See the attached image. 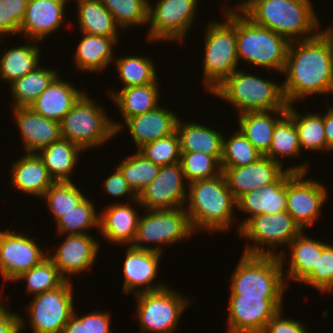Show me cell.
Instances as JSON below:
<instances>
[{
    "instance_id": "11",
    "label": "cell",
    "mask_w": 333,
    "mask_h": 333,
    "mask_svg": "<svg viewBox=\"0 0 333 333\" xmlns=\"http://www.w3.org/2000/svg\"><path fill=\"white\" fill-rule=\"evenodd\" d=\"M301 231V227L287 211L255 216L239 229L241 237L254 242L246 246L243 254L279 256L276 246L289 245ZM260 245H268V250ZM272 246L274 250H271Z\"/></svg>"
},
{
    "instance_id": "33",
    "label": "cell",
    "mask_w": 333,
    "mask_h": 333,
    "mask_svg": "<svg viewBox=\"0 0 333 333\" xmlns=\"http://www.w3.org/2000/svg\"><path fill=\"white\" fill-rule=\"evenodd\" d=\"M302 230L289 244L291 251L287 279L302 281L313 271L317 265L318 257L327 244L318 239L313 240L303 234Z\"/></svg>"
},
{
    "instance_id": "28",
    "label": "cell",
    "mask_w": 333,
    "mask_h": 333,
    "mask_svg": "<svg viewBox=\"0 0 333 333\" xmlns=\"http://www.w3.org/2000/svg\"><path fill=\"white\" fill-rule=\"evenodd\" d=\"M176 132L181 152H202L212 155L219 163L223 155V134L195 122L183 123L178 118Z\"/></svg>"
},
{
    "instance_id": "31",
    "label": "cell",
    "mask_w": 333,
    "mask_h": 333,
    "mask_svg": "<svg viewBox=\"0 0 333 333\" xmlns=\"http://www.w3.org/2000/svg\"><path fill=\"white\" fill-rule=\"evenodd\" d=\"M110 90V91H109ZM108 94L114 100L122 114L124 122L136 115L149 112L158 105V84H146L136 87L121 88L118 92L108 89Z\"/></svg>"
},
{
    "instance_id": "57",
    "label": "cell",
    "mask_w": 333,
    "mask_h": 333,
    "mask_svg": "<svg viewBox=\"0 0 333 333\" xmlns=\"http://www.w3.org/2000/svg\"><path fill=\"white\" fill-rule=\"evenodd\" d=\"M325 31L328 33V35L332 38L333 40V25L329 26L328 28L325 29Z\"/></svg>"
},
{
    "instance_id": "7",
    "label": "cell",
    "mask_w": 333,
    "mask_h": 333,
    "mask_svg": "<svg viewBox=\"0 0 333 333\" xmlns=\"http://www.w3.org/2000/svg\"><path fill=\"white\" fill-rule=\"evenodd\" d=\"M88 96L84 92L60 122L61 137L83 150L103 145L123 128Z\"/></svg>"
},
{
    "instance_id": "38",
    "label": "cell",
    "mask_w": 333,
    "mask_h": 333,
    "mask_svg": "<svg viewBox=\"0 0 333 333\" xmlns=\"http://www.w3.org/2000/svg\"><path fill=\"white\" fill-rule=\"evenodd\" d=\"M300 153L301 146L296 125L293 118L286 113L276 123L271 145L268 152L264 156L283 166V163L281 162L282 160H280L282 157H297Z\"/></svg>"
},
{
    "instance_id": "50",
    "label": "cell",
    "mask_w": 333,
    "mask_h": 333,
    "mask_svg": "<svg viewBox=\"0 0 333 333\" xmlns=\"http://www.w3.org/2000/svg\"><path fill=\"white\" fill-rule=\"evenodd\" d=\"M280 310L266 325L262 333H308L306 326L292 318L283 317Z\"/></svg>"
},
{
    "instance_id": "21",
    "label": "cell",
    "mask_w": 333,
    "mask_h": 333,
    "mask_svg": "<svg viewBox=\"0 0 333 333\" xmlns=\"http://www.w3.org/2000/svg\"><path fill=\"white\" fill-rule=\"evenodd\" d=\"M69 0H28L19 34L26 40L41 41L62 27Z\"/></svg>"
},
{
    "instance_id": "5",
    "label": "cell",
    "mask_w": 333,
    "mask_h": 333,
    "mask_svg": "<svg viewBox=\"0 0 333 333\" xmlns=\"http://www.w3.org/2000/svg\"><path fill=\"white\" fill-rule=\"evenodd\" d=\"M284 250L279 256L243 254L232 273L230 295L283 297L286 289Z\"/></svg>"
},
{
    "instance_id": "9",
    "label": "cell",
    "mask_w": 333,
    "mask_h": 333,
    "mask_svg": "<svg viewBox=\"0 0 333 333\" xmlns=\"http://www.w3.org/2000/svg\"><path fill=\"white\" fill-rule=\"evenodd\" d=\"M145 211L147 214L139 218L136 236L131 245L135 248L162 254L163 244L181 241L194 233L184 207ZM143 243H156L157 246L149 247Z\"/></svg>"
},
{
    "instance_id": "14",
    "label": "cell",
    "mask_w": 333,
    "mask_h": 333,
    "mask_svg": "<svg viewBox=\"0 0 333 333\" xmlns=\"http://www.w3.org/2000/svg\"><path fill=\"white\" fill-rule=\"evenodd\" d=\"M227 333H262L283 307L282 297L230 295Z\"/></svg>"
},
{
    "instance_id": "26",
    "label": "cell",
    "mask_w": 333,
    "mask_h": 333,
    "mask_svg": "<svg viewBox=\"0 0 333 333\" xmlns=\"http://www.w3.org/2000/svg\"><path fill=\"white\" fill-rule=\"evenodd\" d=\"M10 180L15 189L40 198L55 182L37 153H26L14 162Z\"/></svg>"
},
{
    "instance_id": "47",
    "label": "cell",
    "mask_w": 333,
    "mask_h": 333,
    "mask_svg": "<svg viewBox=\"0 0 333 333\" xmlns=\"http://www.w3.org/2000/svg\"><path fill=\"white\" fill-rule=\"evenodd\" d=\"M138 151L159 166L175 164L180 162L181 158L179 136L175 131L169 136L144 145Z\"/></svg>"
},
{
    "instance_id": "42",
    "label": "cell",
    "mask_w": 333,
    "mask_h": 333,
    "mask_svg": "<svg viewBox=\"0 0 333 333\" xmlns=\"http://www.w3.org/2000/svg\"><path fill=\"white\" fill-rule=\"evenodd\" d=\"M22 279L27 282L26 293L34 295L55 289L66 280L48 256L30 270L20 274L14 281L19 282Z\"/></svg>"
},
{
    "instance_id": "12",
    "label": "cell",
    "mask_w": 333,
    "mask_h": 333,
    "mask_svg": "<svg viewBox=\"0 0 333 333\" xmlns=\"http://www.w3.org/2000/svg\"><path fill=\"white\" fill-rule=\"evenodd\" d=\"M72 282L65 280L59 287L34 295L29 304L33 333H61L74 314Z\"/></svg>"
},
{
    "instance_id": "15",
    "label": "cell",
    "mask_w": 333,
    "mask_h": 333,
    "mask_svg": "<svg viewBox=\"0 0 333 333\" xmlns=\"http://www.w3.org/2000/svg\"><path fill=\"white\" fill-rule=\"evenodd\" d=\"M186 178L180 162L161 166L156 178L137 196L135 203L146 210L185 207ZM186 184V185H185Z\"/></svg>"
},
{
    "instance_id": "37",
    "label": "cell",
    "mask_w": 333,
    "mask_h": 333,
    "mask_svg": "<svg viewBox=\"0 0 333 333\" xmlns=\"http://www.w3.org/2000/svg\"><path fill=\"white\" fill-rule=\"evenodd\" d=\"M287 113L293 118L302 148L311 151L326 150L327 139L324 132V114L306 112L300 115L292 104L288 105Z\"/></svg>"
},
{
    "instance_id": "54",
    "label": "cell",
    "mask_w": 333,
    "mask_h": 333,
    "mask_svg": "<svg viewBox=\"0 0 333 333\" xmlns=\"http://www.w3.org/2000/svg\"><path fill=\"white\" fill-rule=\"evenodd\" d=\"M61 333H88L87 314L80 317L78 315L76 316V313L74 311V314L65 324Z\"/></svg>"
},
{
    "instance_id": "34",
    "label": "cell",
    "mask_w": 333,
    "mask_h": 333,
    "mask_svg": "<svg viewBox=\"0 0 333 333\" xmlns=\"http://www.w3.org/2000/svg\"><path fill=\"white\" fill-rule=\"evenodd\" d=\"M77 19L81 33L119 38L121 29L101 0H77Z\"/></svg>"
},
{
    "instance_id": "46",
    "label": "cell",
    "mask_w": 333,
    "mask_h": 333,
    "mask_svg": "<svg viewBox=\"0 0 333 333\" xmlns=\"http://www.w3.org/2000/svg\"><path fill=\"white\" fill-rule=\"evenodd\" d=\"M180 163L188 184L222 173L220 163L212 155L202 152H181Z\"/></svg>"
},
{
    "instance_id": "29",
    "label": "cell",
    "mask_w": 333,
    "mask_h": 333,
    "mask_svg": "<svg viewBox=\"0 0 333 333\" xmlns=\"http://www.w3.org/2000/svg\"><path fill=\"white\" fill-rule=\"evenodd\" d=\"M76 52L75 63L78 70L101 72L114 60L113 47L118 38L82 33ZM113 58V59H112Z\"/></svg>"
},
{
    "instance_id": "40",
    "label": "cell",
    "mask_w": 333,
    "mask_h": 333,
    "mask_svg": "<svg viewBox=\"0 0 333 333\" xmlns=\"http://www.w3.org/2000/svg\"><path fill=\"white\" fill-rule=\"evenodd\" d=\"M117 73L124 87H136L146 84H158L152 59L140 56H124L114 60Z\"/></svg>"
},
{
    "instance_id": "32",
    "label": "cell",
    "mask_w": 333,
    "mask_h": 333,
    "mask_svg": "<svg viewBox=\"0 0 333 333\" xmlns=\"http://www.w3.org/2000/svg\"><path fill=\"white\" fill-rule=\"evenodd\" d=\"M81 151L84 150L78 145L61 138L41 149L37 154L55 182H70V174L75 169Z\"/></svg>"
},
{
    "instance_id": "23",
    "label": "cell",
    "mask_w": 333,
    "mask_h": 333,
    "mask_svg": "<svg viewBox=\"0 0 333 333\" xmlns=\"http://www.w3.org/2000/svg\"><path fill=\"white\" fill-rule=\"evenodd\" d=\"M294 174L286 170L275 182L264 185L258 191H250L237 200L240 211L250 214L239 224V229L251 218L262 214H274L286 211V181Z\"/></svg>"
},
{
    "instance_id": "24",
    "label": "cell",
    "mask_w": 333,
    "mask_h": 333,
    "mask_svg": "<svg viewBox=\"0 0 333 333\" xmlns=\"http://www.w3.org/2000/svg\"><path fill=\"white\" fill-rule=\"evenodd\" d=\"M177 114L158 106L157 108L129 118L127 126L131 137L139 150L144 145L171 135L176 131Z\"/></svg>"
},
{
    "instance_id": "25",
    "label": "cell",
    "mask_w": 333,
    "mask_h": 333,
    "mask_svg": "<svg viewBox=\"0 0 333 333\" xmlns=\"http://www.w3.org/2000/svg\"><path fill=\"white\" fill-rule=\"evenodd\" d=\"M130 204L114 203L99 214L100 234L109 242L132 245L140 216Z\"/></svg>"
},
{
    "instance_id": "39",
    "label": "cell",
    "mask_w": 333,
    "mask_h": 333,
    "mask_svg": "<svg viewBox=\"0 0 333 333\" xmlns=\"http://www.w3.org/2000/svg\"><path fill=\"white\" fill-rule=\"evenodd\" d=\"M117 168L138 196L156 178L161 166L151 162L137 150L126 160H121Z\"/></svg>"
},
{
    "instance_id": "17",
    "label": "cell",
    "mask_w": 333,
    "mask_h": 333,
    "mask_svg": "<svg viewBox=\"0 0 333 333\" xmlns=\"http://www.w3.org/2000/svg\"><path fill=\"white\" fill-rule=\"evenodd\" d=\"M265 157L241 167H221L227 185L236 200L250 191H258L264 185L275 182L286 170L294 173H308V165H295L288 168Z\"/></svg>"
},
{
    "instance_id": "6",
    "label": "cell",
    "mask_w": 333,
    "mask_h": 333,
    "mask_svg": "<svg viewBox=\"0 0 333 333\" xmlns=\"http://www.w3.org/2000/svg\"><path fill=\"white\" fill-rule=\"evenodd\" d=\"M237 58L254 64L258 69L265 67L283 72L289 41L266 27L253 23L241 11H236Z\"/></svg>"
},
{
    "instance_id": "53",
    "label": "cell",
    "mask_w": 333,
    "mask_h": 333,
    "mask_svg": "<svg viewBox=\"0 0 333 333\" xmlns=\"http://www.w3.org/2000/svg\"><path fill=\"white\" fill-rule=\"evenodd\" d=\"M109 312L95 311L87 314L88 333H112Z\"/></svg>"
},
{
    "instance_id": "2",
    "label": "cell",
    "mask_w": 333,
    "mask_h": 333,
    "mask_svg": "<svg viewBox=\"0 0 333 333\" xmlns=\"http://www.w3.org/2000/svg\"><path fill=\"white\" fill-rule=\"evenodd\" d=\"M311 3L310 0H253L241 12L253 23L292 42L316 37L321 32Z\"/></svg>"
},
{
    "instance_id": "20",
    "label": "cell",
    "mask_w": 333,
    "mask_h": 333,
    "mask_svg": "<svg viewBox=\"0 0 333 333\" xmlns=\"http://www.w3.org/2000/svg\"><path fill=\"white\" fill-rule=\"evenodd\" d=\"M99 246L98 241L90 234L67 235L58 250L52 256L51 253L47 255L60 274L70 280V275H77L91 268L98 256Z\"/></svg>"
},
{
    "instance_id": "55",
    "label": "cell",
    "mask_w": 333,
    "mask_h": 333,
    "mask_svg": "<svg viewBox=\"0 0 333 333\" xmlns=\"http://www.w3.org/2000/svg\"><path fill=\"white\" fill-rule=\"evenodd\" d=\"M324 132L327 139V151L333 150V107L324 114Z\"/></svg>"
},
{
    "instance_id": "22",
    "label": "cell",
    "mask_w": 333,
    "mask_h": 333,
    "mask_svg": "<svg viewBox=\"0 0 333 333\" xmlns=\"http://www.w3.org/2000/svg\"><path fill=\"white\" fill-rule=\"evenodd\" d=\"M11 108L26 153H38L62 138L59 122L47 119L29 107Z\"/></svg>"
},
{
    "instance_id": "8",
    "label": "cell",
    "mask_w": 333,
    "mask_h": 333,
    "mask_svg": "<svg viewBox=\"0 0 333 333\" xmlns=\"http://www.w3.org/2000/svg\"><path fill=\"white\" fill-rule=\"evenodd\" d=\"M225 21H211L205 32L203 84L211 92L238 68L236 11H224Z\"/></svg>"
},
{
    "instance_id": "10",
    "label": "cell",
    "mask_w": 333,
    "mask_h": 333,
    "mask_svg": "<svg viewBox=\"0 0 333 333\" xmlns=\"http://www.w3.org/2000/svg\"><path fill=\"white\" fill-rule=\"evenodd\" d=\"M135 298L140 333H173L189 304V299L170 289L168 285L161 290L136 294Z\"/></svg>"
},
{
    "instance_id": "44",
    "label": "cell",
    "mask_w": 333,
    "mask_h": 333,
    "mask_svg": "<svg viewBox=\"0 0 333 333\" xmlns=\"http://www.w3.org/2000/svg\"><path fill=\"white\" fill-rule=\"evenodd\" d=\"M116 24L124 29L148 23L149 0H101Z\"/></svg>"
},
{
    "instance_id": "52",
    "label": "cell",
    "mask_w": 333,
    "mask_h": 333,
    "mask_svg": "<svg viewBox=\"0 0 333 333\" xmlns=\"http://www.w3.org/2000/svg\"><path fill=\"white\" fill-rule=\"evenodd\" d=\"M24 321L21 315L8 311L5 304L0 303V333H20L26 324Z\"/></svg>"
},
{
    "instance_id": "56",
    "label": "cell",
    "mask_w": 333,
    "mask_h": 333,
    "mask_svg": "<svg viewBox=\"0 0 333 333\" xmlns=\"http://www.w3.org/2000/svg\"><path fill=\"white\" fill-rule=\"evenodd\" d=\"M252 1H253V0H243V1L241 2V4H240V3H239V5L236 4L237 7L235 6V9H234V7H233V9H232V7H231V8H228V7H227L226 11H242V10H243L248 4H250Z\"/></svg>"
},
{
    "instance_id": "35",
    "label": "cell",
    "mask_w": 333,
    "mask_h": 333,
    "mask_svg": "<svg viewBox=\"0 0 333 333\" xmlns=\"http://www.w3.org/2000/svg\"><path fill=\"white\" fill-rule=\"evenodd\" d=\"M33 40L31 44L5 49L0 58V78L11 84L39 66L40 47Z\"/></svg>"
},
{
    "instance_id": "49",
    "label": "cell",
    "mask_w": 333,
    "mask_h": 333,
    "mask_svg": "<svg viewBox=\"0 0 333 333\" xmlns=\"http://www.w3.org/2000/svg\"><path fill=\"white\" fill-rule=\"evenodd\" d=\"M28 0H0V38L3 34H18Z\"/></svg>"
},
{
    "instance_id": "51",
    "label": "cell",
    "mask_w": 333,
    "mask_h": 333,
    "mask_svg": "<svg viewBox=\"0 0 333 333\" xmlns=\"http://www.w3.org/2000/svg\"><path fill=\"white\" fill-rule=\"evenodd\" d=\"M103 183L105 191H107V194L110 196L120 198L128 194L129 198L132 199L130 201L134 202L137 199V195L128 186L126 179L118 168H116L113 174L106 178Z\"/></svg>"
},
{
    "instance_id": "36",
    "label": "cell",
    "mask_w": 333,
    "mask_h": 333,
    "mask_svg": "<svg viewBox=\"0 0 333 333\" xmlns=\"http://www.w3.org/2000/svg\"><path fill=\"white\" fill-rule=\"evenodd\" d=\"M58 71L43 68L40 65L22 78L10 84L14 100L13 108L28 107L33 103L58 76Z\"/></svg>"
},
{
    "instance_id": "43",
    "label": "cell",
    "mask_w": 333,
    "mask_h": 333,
    "mask_svg": "<svg viewBox=\"0 0 333 333\" xmlns=\"http://www.w3.org/2000/svg\"><path fill=\"white\" fill-rule=\"evenodd\" d=\"M72 182H54L41 197L47 202L55 220L72 210L86 198L84 193Z\"/></svg>"
},
{
    "instance_id": "19",
    "label": "cell",
    "mask_w": 333,
    "mask_h": 333,
    "mask_svg": "<svg viewBox=\"0 0 333 333\" xmlns=\"http://www.w3.org/2000/svg\"><path fill=\"white\" fill-rule=\"evenodd\" d=\"M162 254L138 249L128 245L123 264V290L125 294L153 292L166 288L165 284H153L158 273L159 260ZM153 282V283H152ZM153 284V285H151ZM140 288L142 290H140Z\"/></svg>"
},
{
    "instance_id": "4",
    "label": "cell",
    "mask_w": 333,
    "mask_h": 333,
    "mask_svg": "<svg viewBox=\"0 0 333 333\" xmlns=\"http://www.w3.org/2000/svg\"><path fill=\"white\" fill-rule=\"evenodd\" d=\"M211 93L231 104L239 112L287 110L282 84L236 69Z\"/></svg>"
},
{
    "instance_id": "30",
    "label": "cell",
    "mask_w": 333,
    "mask_h": 333,
    "mask_svg": "<svg viewBox=\"0 0 333 333\" xmlns=\"http://www.w3.org/2000/svg\"><path fill=\"white\" fill-rule=\"evenodd\" d=\"M286 113L287 110H274L238 114L239 130L260 153L265 155L271 145L276 123Z\"/></svg>"
},
{
    "instance_id": "41",
    "label": "cell",
    "mask_w": 333,
    "mask_h": 333,
    "mask_svg": "<svg viewBox=\"0 0 333 333\" xmlns=\"http://www.w3.org/2000/svg\"><path fill=\"white\" fill-rule=\"evenodd\" d=\"M56 222L58 235L88 234L86 230L93 227L99 228V215L93 201L86 197L72 210L64 213Z\"/></svg>"
},
{
    "instance_id": "13",
    "label": "cell",
    "mask_w": 333,
    "mask_h": 333,
    "mask_svg": "<svg viewBox=\"0 0 333 333\" xmlns=\"http://www.w3.org/2000/svg\"><path fill=\"white\" fill-rule=\"evenodd\" d=\"M198 0H158L148 9L150 41H184L195 19Z\"/></svg>"
},
{
    "instance_id": "48",
    "label": "cell",
    "mask_w": 333,
    "mask_h": 333,
    "mask_svg": "<svg viewBox=\"0 0 333 333\" xmlns=\"http://www.w3.org/2000/svg\"><path fill=\"white\" fill-rule=\"evenodd\" d=\"M306 285L317 288L320 292L333 290V246L326 244L317 265L313 271L302 281Z\"/></svg>"
},
{
    "instance_id": "16",
    "label": "cell",
    "mask_w": 333,
    "mask_h": 333,
    "mask_svg": "<svg viewBox=\"0 0 333 333\" xmlns=\"http://www.w3.org/2000/svg\"><path fill=\"white\" fill-rule=\"evenodd\" d=\"M305 177L306 173H294L286 181V211L302 230L316 222L328 193L323 184Z\"/></svg>"
},
{
    "instance_id": "3",
    "label": "cell",
    "mask_w": 333,
    "mask_h": 333,
    "mask_svg": "<svg viewBox=\"0 0 333 333\" xmlns=\"http://www.w3.org/2000/svg\"><path fill=\"white\" fill-rule=\"evenodd\" d=\"M188 185L186 205L189 207L184 208L193 232L197 228L212 233L229 229L237 200L229 189L224 174Z\"/></svg>"
},
{
    "instance_id": "18",
    "label": "cell",
    "mask_w": 333,
    "mask_h": 333,
    "mask_svg": "<svg viewBox=\"0 0 333 333\" xmlns=\"http://www.w3.org/2000/svg\"><path fill=\"white\" fill-rule=\"evenodd\" d=\"M32 239L11 231H0V275L5 282L14 281L20 274L39 264L48 255Z\"/></svg>"
},
{
    "instance_id": "27",
    "label": "cell",
    "mask_w": 333,
    "mask_h": 333,
    "mask_svg": "<svg viewBox=\"0 0 333 333\" xmlns=\"http://www.w3.org/2000/svg\"><path fill=\"white\" fill-rule=\"evenodd\" d=\"M83 93L58 75L28 107L45 118L60 123Z\"/></svg>"
},
{
    "instance_id": "1",
    "label": "cell",
    "mask_w": 333,
    "mask_h": 333,
    "mask_svg": "<svg viewBox=\"0 0 333 333\" xmlns=\"http://www.w3.org/2000/svg\"><path fill=\"white\" fill-rule=\"evenodd\" d=\"M287 105L313 94H333V40L325 30L307 40L289 43L282 74Z\"/></svg>"
},
{
    "instance_id": "45",
    "label": "cell",
    "mask_w": 333,
    "mask_h": 333,
    "mask_svg": "<svg viewBox=\"0 0 333 333\" xmlns=\"http://www.w3.org/2000/svg\"><path fill=\"white\" fill-rule=\"evenodd\" d=\"M230 139L223 137V155L221 167H241L259 160L260 153L242 134L237 130Z\"/></svg>"
}]
</instances>
